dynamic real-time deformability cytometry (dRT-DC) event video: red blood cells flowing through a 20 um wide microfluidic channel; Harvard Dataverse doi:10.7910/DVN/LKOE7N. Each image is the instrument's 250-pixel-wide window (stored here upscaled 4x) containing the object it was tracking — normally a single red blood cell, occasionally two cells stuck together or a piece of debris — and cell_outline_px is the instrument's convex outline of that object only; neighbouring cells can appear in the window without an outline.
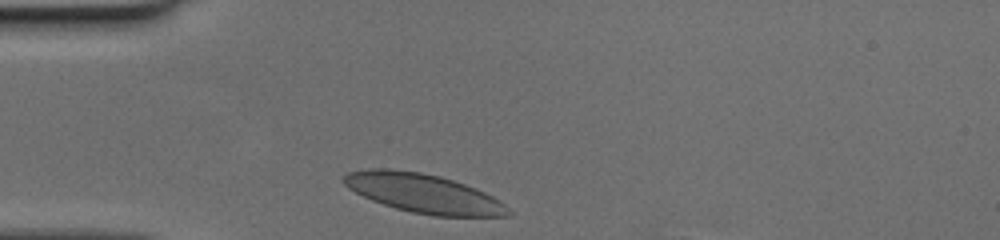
{"species": "human", "species_latin": "Homo sapiens", "temperature_condition": "cold", "stored_images_in_passage": 26, "camera_frame_rate_fps": 3000, "um_per_image_px": 0.085, "donor": {"sex": "female"}, "frame": {"image": 1, "passage_image": 1, "time_ms": 0.0, "image_size_px": [1000, 240], "cell_outline_px": [[512, 212], [508, 216], [432, 216], [412, 212], [396, 208], [372, 200], [348, 188], [344, 184], [344, 176], [348, 172], [372, 168], [384, 168], [420, 172], [440, 176], [464, 184], [484, 192], [492, 196], [504, 204]], "centroid_in_image_um": [36.0, 16.44], "position_along_channel_um": 49.0, "area_um2": 36.99}}
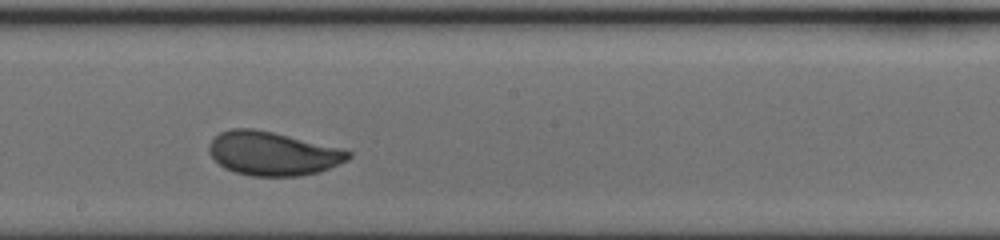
{"frame": {"image": 2, "passage_image": 15, "time_ms": 4.667, "image_size_px": [1000, 240], "cell_outline_px": [[352, 156], [348, 160], [320, 172], [300, 176], [252, 176], [236, 172], [224, 168], [212, 156], [208, 148], [212, 140], [220, 132], [232, 128], [252, 128], [272, 132], [340, 148], [352, 152]], "centroid_in_image_um": [23.2, 13.06], "position_along_channel_um": 225.0, "area_um2": 35.26}}
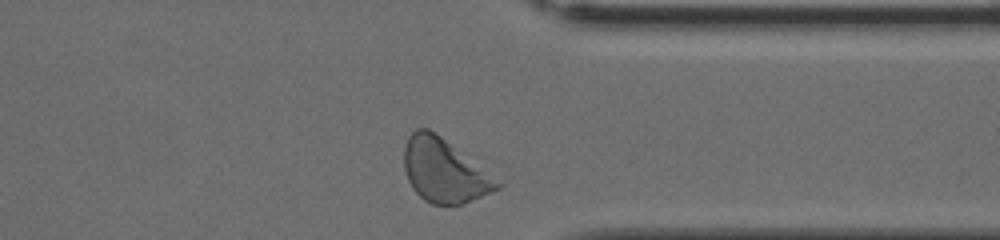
{"frame": {"image": 3, "passage_image": 26, "time_ms": 8.333, "image_size_px": [1000, 240], "cell_outline_px": [[504, 184], [500, 188], [472, 200], [460, 204], [432, 204], [424, 200], [412, 188], [408, 180], [404, 168], [404, 148], [408, 136], [416, 128], [428, 128], [440, 136]], "centroid_in_image_um": [37.73, 14.51], "position_along_channel_um": 373.7, "area_um2": 33.99}}